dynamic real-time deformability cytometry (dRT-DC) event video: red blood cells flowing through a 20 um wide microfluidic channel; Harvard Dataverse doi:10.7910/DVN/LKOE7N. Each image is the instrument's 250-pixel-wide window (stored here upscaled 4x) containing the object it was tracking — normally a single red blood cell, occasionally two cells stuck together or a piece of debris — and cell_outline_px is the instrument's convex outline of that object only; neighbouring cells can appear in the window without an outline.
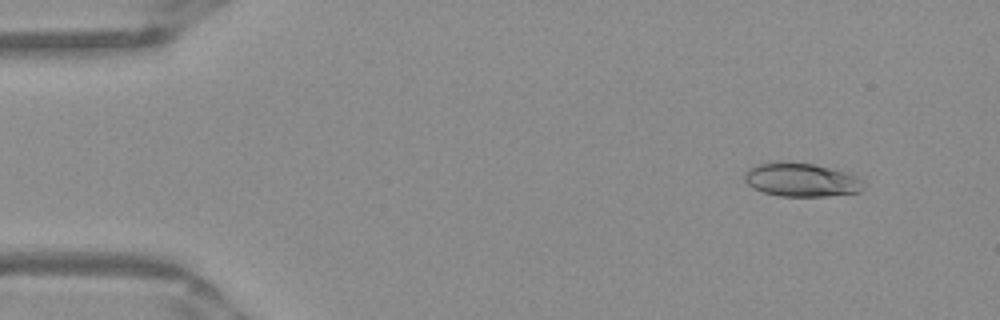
{"species": "Egyptian fruit bat (a non-hibernating species)", "species_latin": "Rousettus aegyptiacus", "temperature_condition": "warm", "stored_images_in_passage": 51, "camera_frame_rate_fps": 3000, "um_per_image_px": 0.085, "frame": {"image": 1, "passage_image": 5, "time_ms": 1.333, "image_size_px": [1000, 320], "cell_outline_px": [[864, 188], [860, 192], [824, 196], [780, 196], [764, 192], [752, 188], [744, 180], [744, 172], [748, 168], [756, 164], [780, 160], [788, 160], [812, 164], [844, 172], [856, 176], [864, 184]], "centroid_in_image_um": [68.04, 15.26], "position_along_channel_um": 17.0, "area_um2": 23.52}}
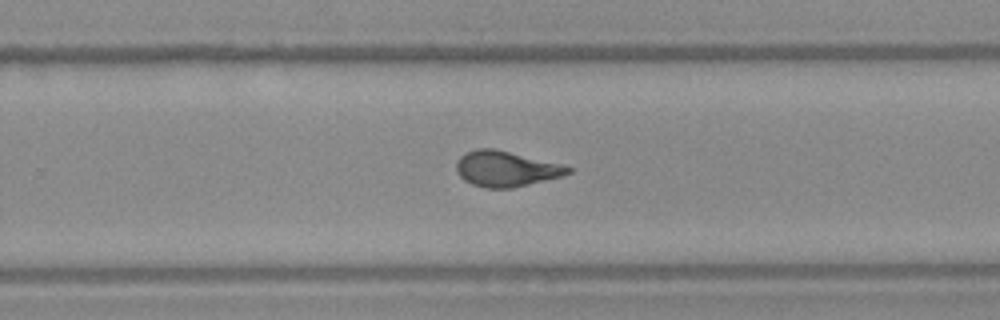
{"frame": {"image": 2, "passage_image": 33, "time_ms": 10.667, "image_size_px": [1000, 320], "cell_outline_px": [[572, 172], [560, 176], [512, 188], [484, 188], [472, 184], [464, 180], [456, 172], [456, 160], [464, 152], [476, 148], [492, 148], [560, 164], [572, 168]], "centroid_in_image_um": [42.93, 14.35], "position_along_channel_um": 286.9, "area_um2": 22.89}}
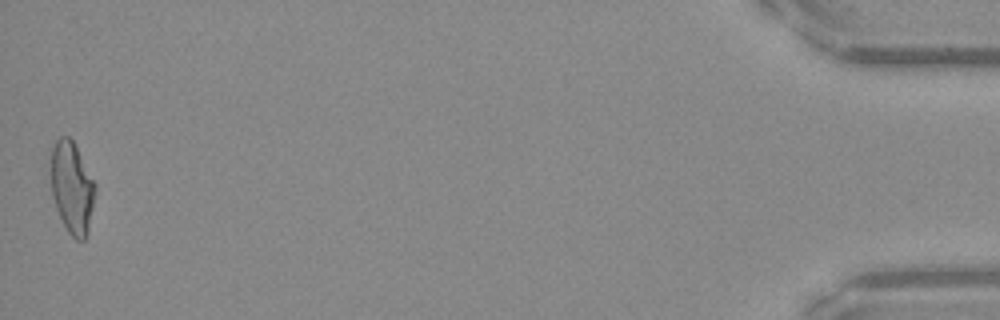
{"frame": {"image": 3, "passage_image": 51, "time_ms": 16.667, "image_size_px": [1000, 320], "cell_outline_px": [[96, 192], [88, 232], [84, 240], [76, 240], [68, 232], [56, 208], [52, 196], [52, 148], [56, 140], [60, 136], [68, 136], [72, 140], [96, 184]], "centroid_in_image_um": [6.14, 15.97], "position_along_channel_um": 429.1, "area_um2": 23.41}, "authors_computed_cell_mechanics": {"area_um2": 23.1778, "velocity_mm_per_s": 3.9569, "shape_relaxation_time_tau1_ms": null, "shape_relaxation_time_tau2_ms": 1.2476, "deformation_change_tau1": null, "deformation_change_tau2": 0.0872}}